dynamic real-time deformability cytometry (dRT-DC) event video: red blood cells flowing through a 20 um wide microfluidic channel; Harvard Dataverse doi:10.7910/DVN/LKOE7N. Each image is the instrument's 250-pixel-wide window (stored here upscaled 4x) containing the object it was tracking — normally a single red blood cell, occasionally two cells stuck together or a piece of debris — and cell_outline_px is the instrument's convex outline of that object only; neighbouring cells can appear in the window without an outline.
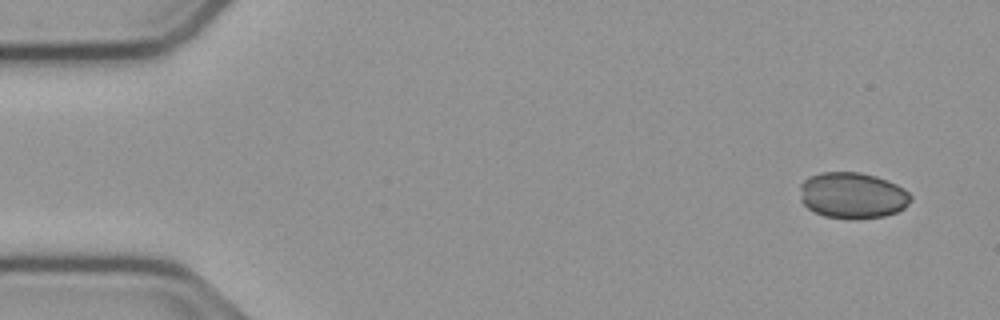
{"species": "common noctule bat (a hibernating species)", "species_latin": "Nyctalus noctula", "temperature_condition": "cold", "stored_images_in_passage": 14, "camera_frame_rate_fps": 3000, "um_per_image_px": 0.085, "animal": {"sex": "male", "body_mass_g": 23.1, "forearm_length_mm": 52.7}, "frame": {"image": 1, "passage_image": 1, "time_ms": 0.0, "image_size_px": [1000, 320], "cell_outline_px": [[912, 200], [904, 208], [896, 212], [884, 216], [856, 220], [852, 220], [824, 216], [808, 208], [800, 200], [800, 184], [808, 176], [820, 172], [860, 172], [876, 176], [888, 180], [904, 188], [912, 196]], "centroid_in_image_um": [72.46, 16.61], "position_along_channel_um": 12.5, "area_um2": 30.23}}